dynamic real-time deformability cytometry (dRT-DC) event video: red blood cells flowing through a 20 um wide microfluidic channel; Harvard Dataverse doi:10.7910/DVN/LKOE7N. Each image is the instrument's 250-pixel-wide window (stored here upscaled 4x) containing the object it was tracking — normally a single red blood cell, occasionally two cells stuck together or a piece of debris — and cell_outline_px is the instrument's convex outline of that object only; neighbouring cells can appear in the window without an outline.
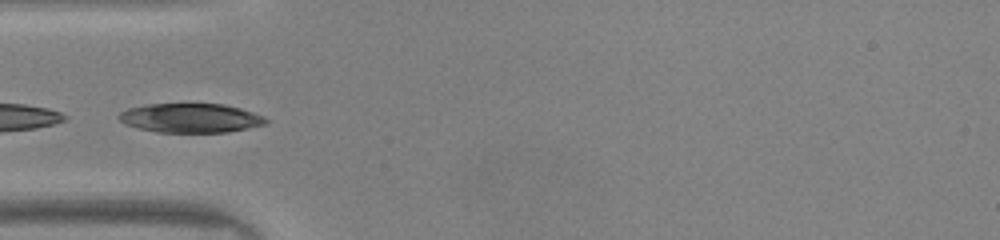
{"species": "common noctule bat (a hibernating species)", "species_latin": "Nyctalus noctula", "temperature_condition": "warm", "stored_images_in_passage": 17, "camera_frame_rate_fps": 3000, "um_per_image_px": 0.085, "animal": {"sex": "male", "body_mass_g": 20.0, "forearm_length_mm": 53.3}, "frame": {"image": 1, "passage_image": 14, "time_ms": 4.333, "image_size_px": [1000, 240], "cell_outline_px": [[268, 124], [228, 132], [156, 132], [136, 128], [124, 124], [116, 116], [120, 112], [128, 108], [148, 104], [224, 104], [240, 108], [264, 116], [268, 120]], "centroid_in_image_um": [16.19, 10.03], "position_along_channel_um": 68.8, "area_um2": 25.14}}